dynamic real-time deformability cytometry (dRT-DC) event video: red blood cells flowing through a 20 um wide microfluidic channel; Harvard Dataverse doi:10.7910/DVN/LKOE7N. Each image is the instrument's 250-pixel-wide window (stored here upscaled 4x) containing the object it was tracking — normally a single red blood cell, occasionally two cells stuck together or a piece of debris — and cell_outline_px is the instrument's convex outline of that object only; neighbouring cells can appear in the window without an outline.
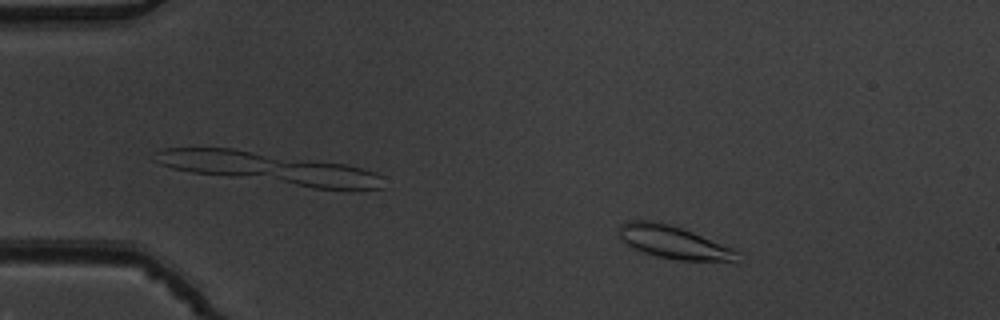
{"species": "common noctule bat (a hibernating species)", "species_latin": "Nyctalus noctula", "temperature_condition": "warm", "stored_images_in_passage": 51, "camera_frame_rate_fps": 3000, "um_per_image_px": 0.085, "animal": {"sex": "male", "body_mass_g": 19.5, "forearm_length_mm": 54.6}, "frame": {"image": 1, "passage_image": 7, "time_ms": 2.0, "image_size_px": [1000, 320], "cell_outline_px": [[740, 252], [736, 264], [676, 260], [644, 252], [632, 248], [620, 240], [616, 236], [620, 224], [624, 220], [652, 220], [668, 224], [692, 232], [732, 248]], "centroid_in_image_um": [57.28, 20.62], "position_along_channel_um": 27.7, "area_um2": 23.35}}
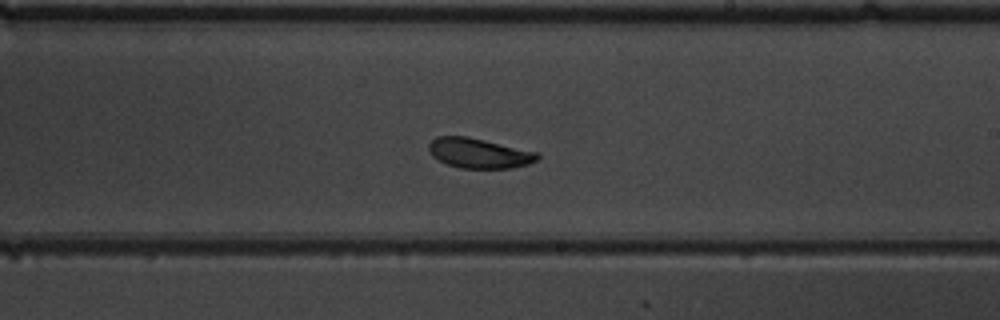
{"frame": {"image": 2, "passage_image": 30, "time_ms": 9.667, "image_size_px": [1000, 320], "cell_outline_px": [[540, 156], [536, 160], [528, 164], [512, 168], [460, 168], [448, 164], [432, 156], [428, 148], [428, 144], [436, 136], [468, 136], [540, 152]], "centroid_in_image_um": [40.74, 13.01], "position_along_channel_um": 248.3, "area_um2": 19.07}}
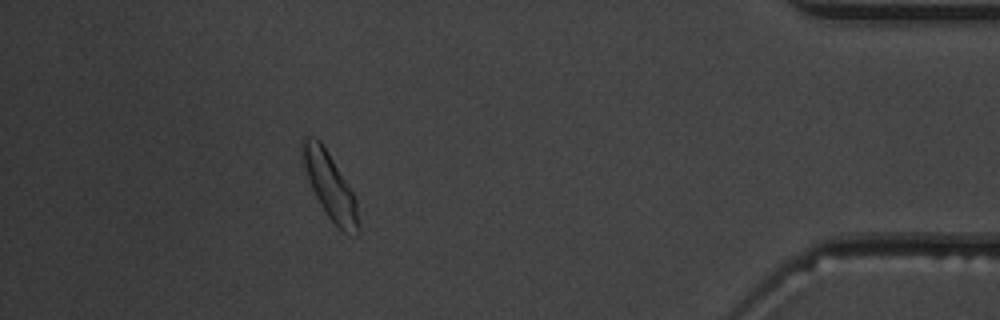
{"frame": {"image": 3, "passage_image": 46, "time_ms": 15.0, "image_size_px": [1000, 320], "cell_outline_px": [[360, 232], [344, 232], [324, 212], [308, 180], [304, 168], [300, 144], [300, 140], [304, 136], [316, 136], [320, 140], [328, 152], [356, 196], [360, 228]], "centroid_in_image_um": [28.03, 15.74], "position_along_channel_um": 407.2, "area_um2": 21.56}, "authors_computed_cell_mechanics": {"area_um2": 20.2878, "velocity_mm_per_s": 3.8355, "shape_relaxation_time_tau1_ms": 3.4924, "shape_relaxation_time_tau2_ms": 1.6529, "deformation_change_tau1": 0.1271, "deformation_change_tau2": 0.067}}